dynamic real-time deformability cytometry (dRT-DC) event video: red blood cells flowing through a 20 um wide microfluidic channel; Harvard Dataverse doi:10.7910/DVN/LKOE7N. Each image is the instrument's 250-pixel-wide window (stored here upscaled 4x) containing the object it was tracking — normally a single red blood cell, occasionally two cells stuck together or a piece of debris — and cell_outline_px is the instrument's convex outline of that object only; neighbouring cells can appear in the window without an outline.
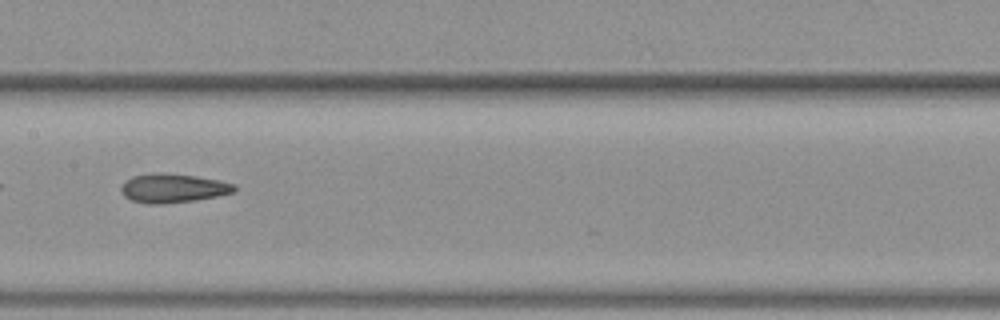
{"species": "common noctule bat (a hibernating species)", "species_latin": "Nyctalus noctula", "temperature_condition": "warm", "stored_images_in_passage": 36, "camera_frame_rate_fps": 3000, "um_per_image_px": 0.085, "animal": {"sex": "female", "body_mass_g": 19.3, "forearm_length_mm": 54.1}, "frame": {"image": 1, "passage_image": 11, "time_ms": 3.333, "image_size_px": [1000, 320], "cell_outline_px": [[236, 188], [232, 192], [216, 196], [196, 200], [164, 204], [144, 204], [132, 200], [124, 196], [120, 188], [124, 180], [132, 176], [152, 172], [160, 172], [196, 176], [220, 180], [236, 184]], "centroid_in_image_um": [14.66, 15.99], "position_along_channel_um": 192.7, "area_um2": 19.36}, "authors_computed_cell_mechanics": {"area_um2": 18.9873, "velocity_mm_per_s": 4.0611, "shape_relaxation_time_tau1_ms": null, "shape_relaxation_time_tau2_ms": 2.6321, "deformation_change_tau1": null, "deformation_change_tau2": 0.1104}}